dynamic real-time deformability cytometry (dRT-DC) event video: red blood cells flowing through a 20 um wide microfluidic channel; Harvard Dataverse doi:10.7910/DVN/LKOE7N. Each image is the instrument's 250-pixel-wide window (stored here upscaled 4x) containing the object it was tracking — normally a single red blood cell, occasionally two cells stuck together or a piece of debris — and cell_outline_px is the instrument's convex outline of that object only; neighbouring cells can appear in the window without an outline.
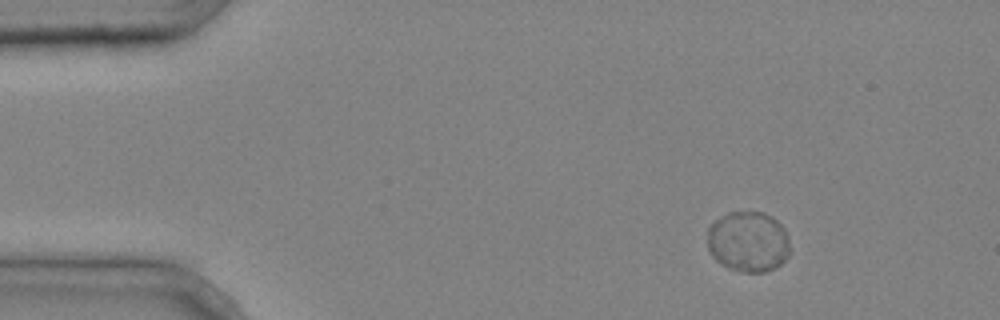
{"species": "common noctule bat (a hibernating species)", "species_latin": "Nyctalus noctula", "temperature_condition": "cold", "stored_images_in_passage": 2, "camera_frame_rate_fps": 3000, "um_per_image_px": 0.085, "animal": {"sex": "male", "body_mass_g": 20.4}, "frame": {"image": 1, "passage_image": 1, "time_ms": 0.0, "image_size_px": [1000, 320], "cell_outline_px": [[792, 248], [788, 256], [776, 268], [764, 272], [740, 272], [728, 268], [720, 264], [712, 256], [708, 248], [708, 228], [716, 220], [728, 212], [764, 212], [772, 216], [784, 228], [788, 236]], "centroid_in_image_um": [63.63, 20.56], "position_along_channel_um": 21.4, "area_um2": 29.54}}